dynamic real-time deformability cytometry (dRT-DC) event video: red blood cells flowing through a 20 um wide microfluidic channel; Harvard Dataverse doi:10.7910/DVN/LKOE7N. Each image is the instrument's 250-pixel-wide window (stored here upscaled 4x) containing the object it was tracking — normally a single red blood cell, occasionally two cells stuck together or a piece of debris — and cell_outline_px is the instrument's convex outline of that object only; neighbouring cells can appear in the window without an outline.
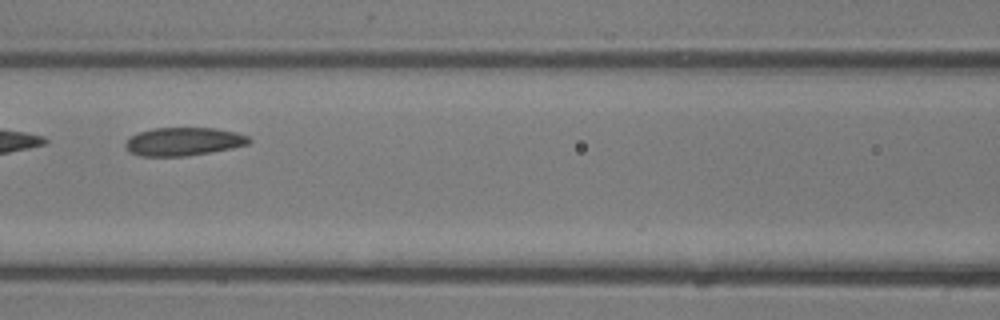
{"species": "common noctule bat (a hibernating species)", "species_latin": "Nyctalus noctula", "temperature_condition": "room temperature", "stored_images_in_passage": 31, "camera_frame_rate_fps": 3000, "um_per_image_px": 0.085, "animal": {"sex": "male", "body_mass_g": 13.3}, "frame": {"image": 1, "passage_image": 14, "time_ms": 4.333, "image_size_px": [1000, 320], "cell_outline_px": [[252, 140], [248, 144], [232, 148], [188, 156], [140, 156], [128, 152], [124, 144], [132, 136], [140, 132], [152, 128], [212, 128], [236, 132], [248, 136]], "centroid_in_image_um": [15.6, 12.04], "position_along_channel_um": 151.0, "area_um2": 20.29}}